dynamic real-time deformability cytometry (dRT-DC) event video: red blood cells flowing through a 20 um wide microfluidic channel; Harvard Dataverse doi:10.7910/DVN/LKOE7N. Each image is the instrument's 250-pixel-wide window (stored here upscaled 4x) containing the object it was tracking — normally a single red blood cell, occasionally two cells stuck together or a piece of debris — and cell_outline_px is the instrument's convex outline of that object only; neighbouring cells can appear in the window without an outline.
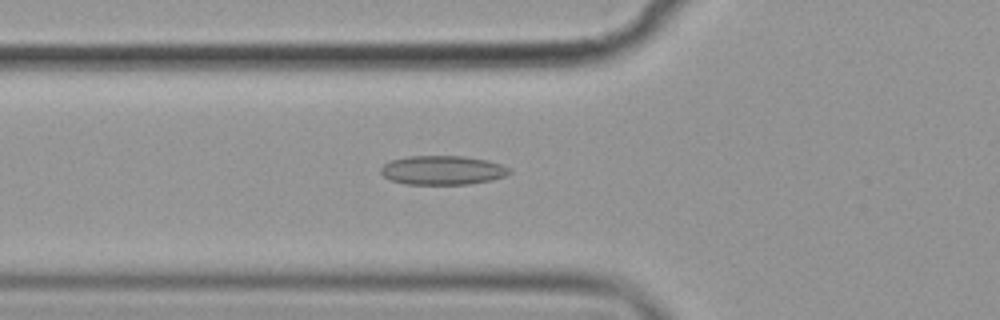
{"species": "common noctule bat (a hibernating species)", "species_latin": "Nyctalus noctula", "temperature_condition": "cold", "stored_images_in_passage": 43, "camera_frame_rate_fps": 3000, "um_per_image_px": 0.085, "animal": {"sex": "female", "body_mass_g": 19.9}, "frame": {"image": 1, "passage_image": 7, "time_ms": 2.0, "image_size_px": [1000, 320], "cell_outline_px": [[512, 172], [504, 176], [492, 180], [468, 184], [404, 184], [392, 180], [384, 176], [380, 172], [380, 168], [384, 164], [392, 160], [408, 156], [464, 156], [488, 160], [512, 168]], "centroid_in_image_um": [37.64, 14.46], "position_along_channel_um": 88.2, "area_um2": 21.85}}
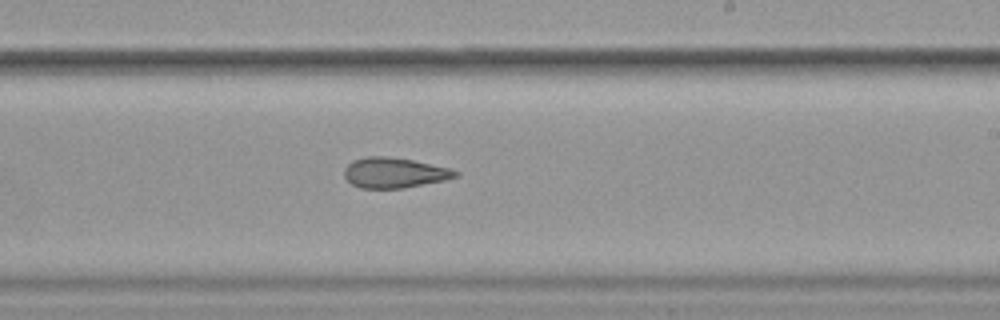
{"frame": {"image": 2, "passage_image": 21, "time_ms": 6.667, "image_size_px": [1000, 320], "cell_outline_px": [[460, 176], [444, 180], [404, 188], [360, 188], [352, 184], [344, 176], [344, 168], [352, 160], [368, 156], [384, 156], [412, 160], [448, 168], [460, 172]], "centroid_in_image_um": [33.5, 14.68], "position_along_channel_um": 255.5, "area_um2": 19.54}}
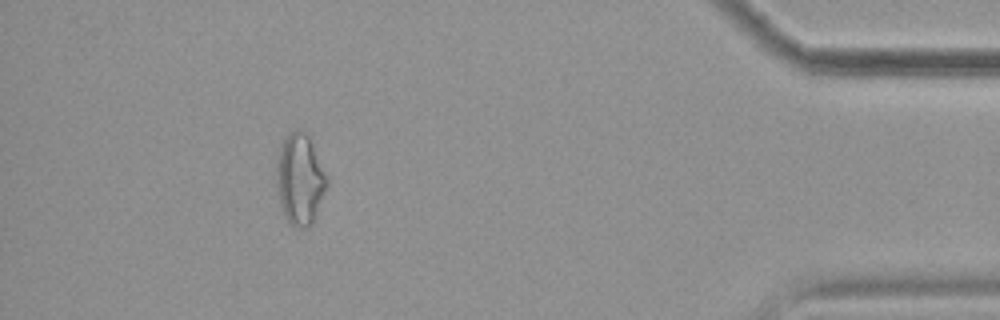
{"frame": {"image": 3, "passage_image": 38, "time_ms": 12.333, "image_size_px": [1000, 320], "cell_outline_px": [[328, 184], [312, 224], [304, 228], [296, 228], [288, 220], [280, 204], [276, 176], [276, 164], [280, 148], [284, 136], [300, 128], [308, 136], [328, 180]], "centroid_in_image_um": [25.48, 15.24], "position_along_channel_um": 409.7, "area_um2": 26.18}, "authors_computed_cell_mechanics": {"area_um2": 20.9236, "velocity_mm_per_s": 3.5877, "shape_relaxation_time_tau1_ms": null, "shape_relaxation_time_tau2_ms": 4.1062, "deformation_change_tau1": null, "deformation_change_tau2": 0.1266}}